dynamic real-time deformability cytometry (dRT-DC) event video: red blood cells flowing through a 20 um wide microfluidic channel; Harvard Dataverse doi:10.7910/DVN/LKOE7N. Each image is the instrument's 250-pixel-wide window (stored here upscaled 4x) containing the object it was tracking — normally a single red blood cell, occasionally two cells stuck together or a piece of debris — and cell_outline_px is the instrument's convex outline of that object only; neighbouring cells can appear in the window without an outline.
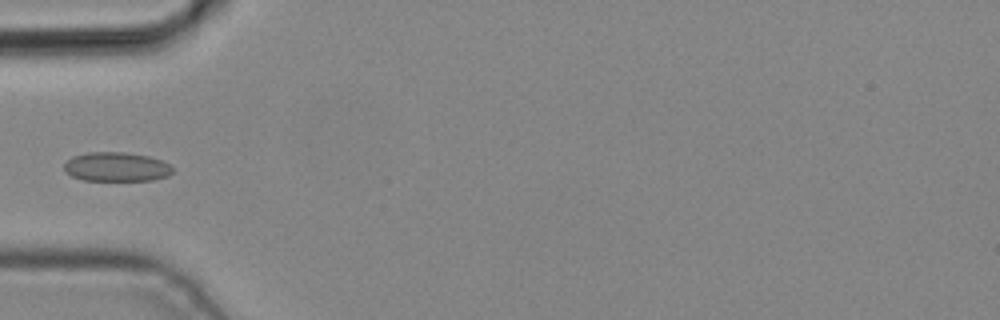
{"species": "common noctule bat (a hibernating species)", "species_latin": "Nyctalus noctula", "temperature_condition": "cold", "stored_images_in_passage": 5, "camera_frame_rate_fps": 3000, "um_per_image_px": 0.085, "animal": {"sex": "male", "body_mass_g": 19.2, "forearm_length_mm": 51.8}, "frame": {"image": 1, "passage_image": 4, "time_ms": 1.0, "image_size_px": [1000, 320], "cell_outline_px": [[172, 172], [168, 176], [152, 180], [84, 180], [72, 176], [64, 172], [64, 164], [72, 156], [88, 152], [124, 152], [148, 156], [160, 160], [168, 164], [172, 168]], "centroid_in_image_um": [9.86, 14.18], "position_along_channel_um": 75.1, "area_um2": 18.38}}
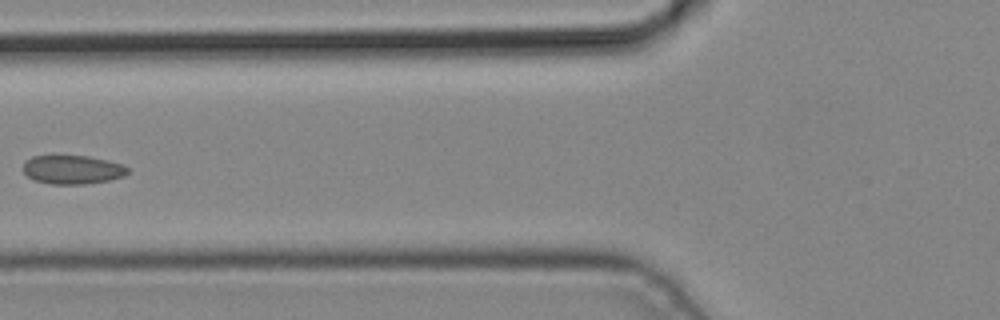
{"frame": {"image": 2, "passage_image": 5, "time_ms": 1.333, "image_size_px": [1000, 320], "cell_outline_px": [[128, 172], [124, 176], [108, 180], [84, 184], [52, 184], [32, 180], [24, 172], [24, 164], [32, 156], [88, 156], [108, 160], [120, 164], [128, 168]], "centroid_in_image_um": [6.16, 14.42], "position_along_channel_um": 119.6, "area_um2": 17.34}}